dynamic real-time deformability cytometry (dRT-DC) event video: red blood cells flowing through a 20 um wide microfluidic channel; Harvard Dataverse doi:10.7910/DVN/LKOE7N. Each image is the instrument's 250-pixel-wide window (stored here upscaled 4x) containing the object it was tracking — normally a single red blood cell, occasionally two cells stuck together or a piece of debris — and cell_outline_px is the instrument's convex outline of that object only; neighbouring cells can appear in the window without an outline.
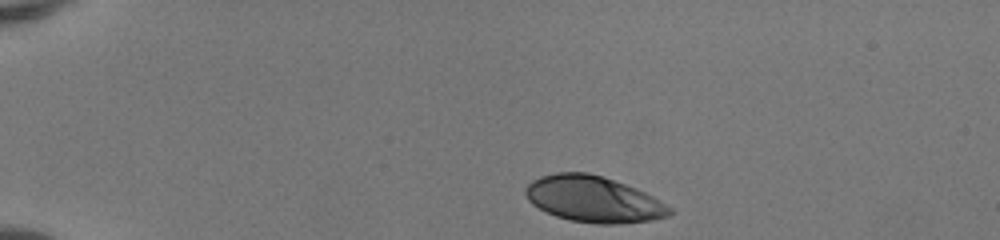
{"species": "human", "species_latin": "Homo sapiens", "temperature_condition": "room temperature", "stored_images_in_passage": 41, "camera_frame_rate_fps": 3000, "um_per_image_px": 0.085, "donor": {"sex": "female"}, "frame": {"image": 1, "passage_image": 1, "time_ms": 0.0, "image_size_px": [1000, 240], "cell_outline_px": [[672, 212], [668, 216], [652, 220], [616, 224], [596, 224], [572, 220], [556, 216], [532, 204], [528, 200], [524, 192], [524, 188], [532, 180], [540, 176], [556, 172], [588, 172], [604, 176], [636, 188], [652, 196], [672, 208]], "centroid_in_image_um": [50.43, 16.92], "position_along_channel_um": 34.6, "area_um2": 38.73}}
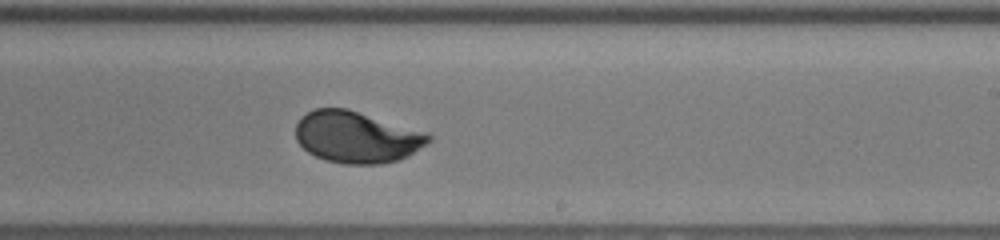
{"frame": {"image": 2, "passage_image": 23, "time_ms": 7.333, "image_size_px": [1000, 240], "cell_outline_px": [[432, 140], [428, 144], [396, 160], [380, 164], [344, 164], [324, 160], [308, 152], [296, 140], [296, 124], [300, 116], [316, 108], [348, 108], [428, 132], [432, 136]], "centroid_in_image_um": [30.31, 11.63], "position_along_channel_um": 258.7, "area_um2": 40.11}}
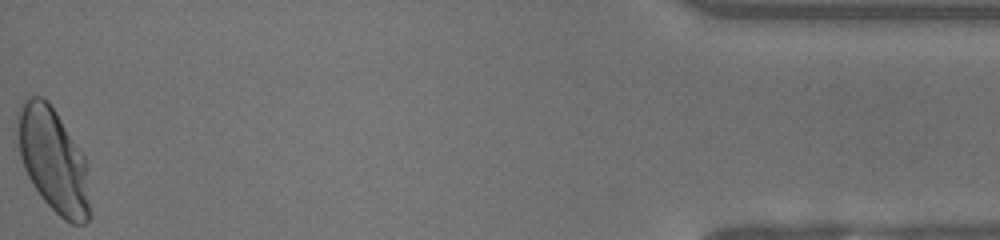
{"frame": {"image": 3, "passage_image": 41, "time_ms": 13.333, "image_size_px": [1000, 240], "cell_outline_px": [[92, 216], [84, 224], [72, 224], [64, 220], [40, 196], [32, 184], [24, 168], [20, 156], [16, 116], [24, 100], [28, 96], [40, 96], [48, 100], [88, 160]], "centroid_in_image_um": [4.59, 13.66], "position_along_channel_um": 430.6, "area_um2": 44.74}, "authors_computed_cell_mechanics": {"area_um2": 40.1132, "velocity_mm_per_s": 4.1444, "shape_relaxation_time_tau1_ms": 2.6635, "shape_relaxation_time_tau2_ms": null, "deformation_change_tau1": 0.169, "deformation_change_tau2": null}}